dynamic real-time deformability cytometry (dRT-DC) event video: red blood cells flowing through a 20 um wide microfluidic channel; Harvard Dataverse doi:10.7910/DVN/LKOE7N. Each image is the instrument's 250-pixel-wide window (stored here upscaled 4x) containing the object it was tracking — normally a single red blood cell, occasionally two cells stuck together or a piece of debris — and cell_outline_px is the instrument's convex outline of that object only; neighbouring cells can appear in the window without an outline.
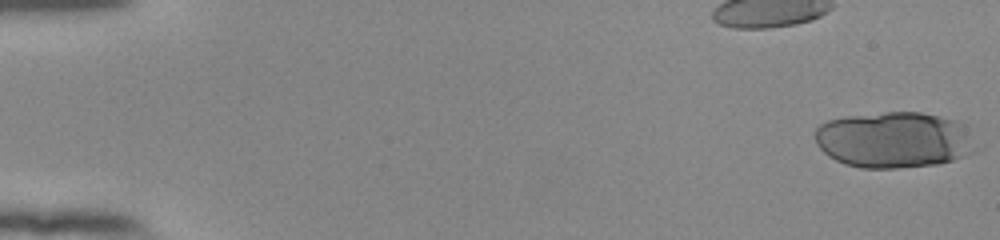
{"species": "human", "species_latin": "Homo sapiens", "temperature_condition": "room temperature", "stored_images_in_passage": 53, "segment_of_instrument_passage": [1, 2], "camera_frame_rate_fps": 3000, "um_per_image_px": 0.085, "donor": {"sex": "female"}, "frame": {"image": 1, "passage_image": 1, "time_ms": 0.0, "image_size_px": [1000, 240], "cell_outline_px": [[984, 148], [976, 152], [952, 160], [936, 164], [896, 168], [860, 168], [844, 164], [828, 156], [816, 144], [816, 128], [820, 124], [828, 120], [848, 116], [884, 112], [920, 112], [940, 116], [956, 120], [968, 124]], "centroid_in_image_um": [76.14, 11.88], "position_along_channel_um": 8.9, "area_um2": 53.87}}
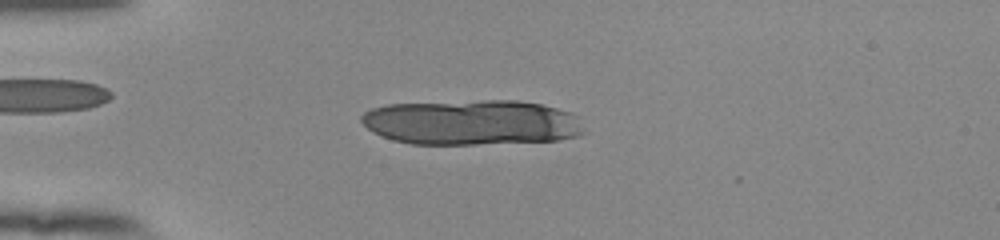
{"frame": {"image": 2, "passage_image": 15, "time_ms": 4.667, "image_size_px": [1000, 240], "cell_outline_px": [[588, 132], [580, 136], [560, 140], [476, 144], [412, 144], [392, 140], [380, 136], [372, 132], [360, 120], [360, 116], [364, 112], [372, 108], [388, 104], [484, 100], [520, 100], [540, 104], [556, 108], [568, 112], [576, 116]], "centroid_in_image_um": [40.11, 10.41], "position_along_channel_um": 44.9, "area_um2": 59.07}}